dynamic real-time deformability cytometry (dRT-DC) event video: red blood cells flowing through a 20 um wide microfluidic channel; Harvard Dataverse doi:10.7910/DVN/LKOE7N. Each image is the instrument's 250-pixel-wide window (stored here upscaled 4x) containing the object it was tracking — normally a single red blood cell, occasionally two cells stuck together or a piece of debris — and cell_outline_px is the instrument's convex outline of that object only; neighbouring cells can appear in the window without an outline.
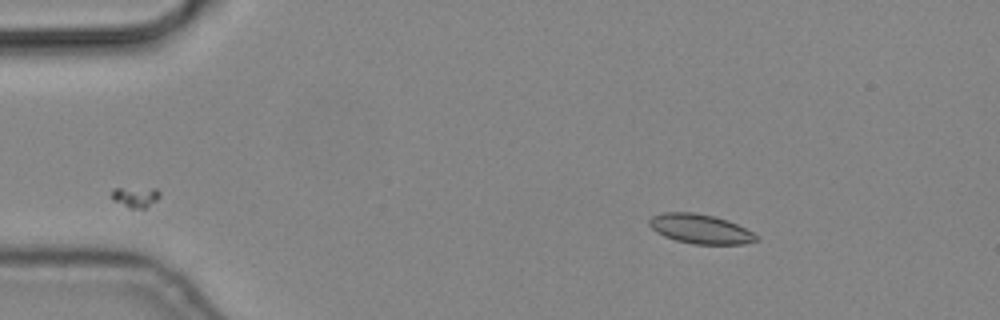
{"species": "common noctule bat (a hibernating species)", "species_latin": "Nyctalus noctula", "temperature_condition": "cold", "stored_images_in_passage": 4, "segment_of_instrument_passage": [1, 2], "camera_frame_rate_fps": 3000, "um_per_image_px": 0.085, "animal": {"sex": "male", "body_mass_g": 19.2, "forearm_length_mm": 51.8}, "frame": {"image": 1, "passage_image": 1, "time_ms": 0.0, "image_size_px": [1000, 320], "cell_outline_px": [[760, 240], [744, 244], [692, 244], [676, 240], [664, 236], [656, 232], [648, 224], [648, 220], [652, 216], [664, 212], [692, 212], [716, 216], [728, 220], [760, 236]], "centroid_in_image_um": [59.54, 19.46], "position_along_channel_um": 25.5, "area_um2": 18.5}}
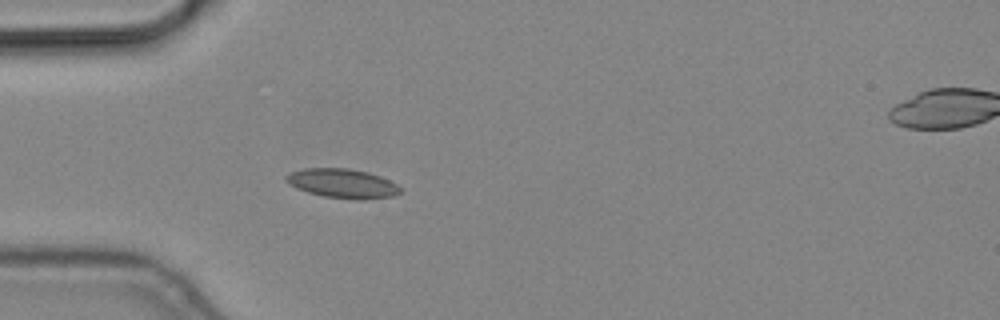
{"frame": {"image": 2, "passage_image": 3, "time_ms": 0.667, "image_size_px": [1000, 320], "cell_outline_px": [[400, 192], [392, 196], [364, 200], [356, 200], [324, 196], [308, 192], [296, 188], [288, 184], [284, 180], [284, 176], [288, 172], [304, 168], [348, 168], [368, 172], [380, 176], [396, 184], [400, 188]], "centroid_in_image_um": [29.05, 15.58], "position_along_channel_um": 55.9, "area_um2": 19.59}}